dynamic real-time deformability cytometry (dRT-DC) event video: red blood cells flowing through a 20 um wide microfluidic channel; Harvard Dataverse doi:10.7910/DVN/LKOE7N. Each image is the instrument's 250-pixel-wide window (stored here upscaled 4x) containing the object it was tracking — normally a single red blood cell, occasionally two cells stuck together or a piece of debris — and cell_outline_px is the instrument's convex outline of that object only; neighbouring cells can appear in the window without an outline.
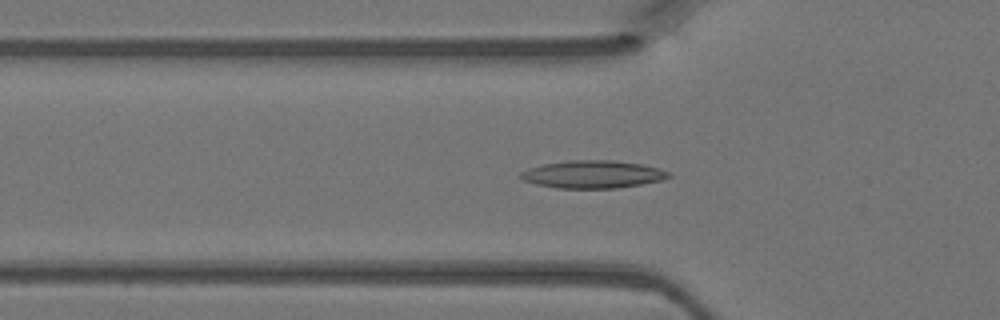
{"species": "Egyptian fruit bat (a non-hibernating species)", "species_latin": "Rousettus aegyptiacus", "temperature_condition": "warm", "stored_images_in_passage": 12, "camera_frame_rate_fps": 3000, "um_per_image_px": 0.085, "animal": {"sex": "female"}, "frame": {"image": 1, "passage_image": 10, "time_ms": 3.0, "image_size_px": [1000, 320], "cell_outline_px": [[672, 176], [664, 180], [616, 188], [556, 188], [536, 184], [524, 180], [520, 176], [520, 172], [528, 168], [544, 164], [568, 160], [612, 160], [640, 164], [660, 168], [668, 172]], "centroid_in_image_um": [50.39, 14.81], "position_along_channel_um": 75.4, "area_um2": 23.81}}